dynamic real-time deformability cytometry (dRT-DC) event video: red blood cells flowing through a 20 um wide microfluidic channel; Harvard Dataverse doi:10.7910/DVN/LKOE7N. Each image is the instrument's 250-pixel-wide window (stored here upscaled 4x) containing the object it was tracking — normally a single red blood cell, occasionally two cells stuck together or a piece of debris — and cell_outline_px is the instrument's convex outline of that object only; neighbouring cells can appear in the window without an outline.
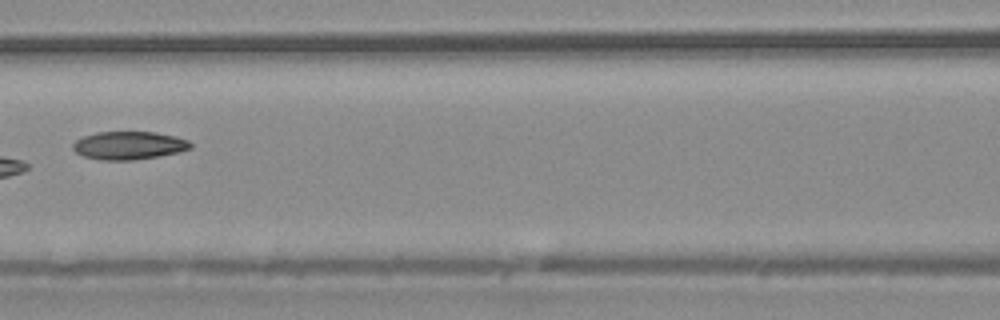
{"species": "common noctule bat (a hibernating species)", "species_latin": "Nyctalus noctula", "temperature_condition": "warm", "stored_images_in_passage": 7, "camera_frame_rate_fps": 3000, "um_per_image_px": 0.085, "animal": {"sex": "male", "body_mass_g": 20.4}, "frame": {"image": 1, "passage_image": 7, "time_ms": 2.0, "image_size_px": [1000, 320], "cell_outline_px": [[192, 148], [180, 152], [132, 160], [100, 160], [84, 156], [76, 152], [72, 148], [72, 144], [76, 140], [84, 136], [96, 132], [156, 132], [176, 136], [188, 140], [192, 144]], "centroid_in_image_um": [10.96, 12.36], "position_along_channel_um": 155.6, "area_um2": 19.25}}